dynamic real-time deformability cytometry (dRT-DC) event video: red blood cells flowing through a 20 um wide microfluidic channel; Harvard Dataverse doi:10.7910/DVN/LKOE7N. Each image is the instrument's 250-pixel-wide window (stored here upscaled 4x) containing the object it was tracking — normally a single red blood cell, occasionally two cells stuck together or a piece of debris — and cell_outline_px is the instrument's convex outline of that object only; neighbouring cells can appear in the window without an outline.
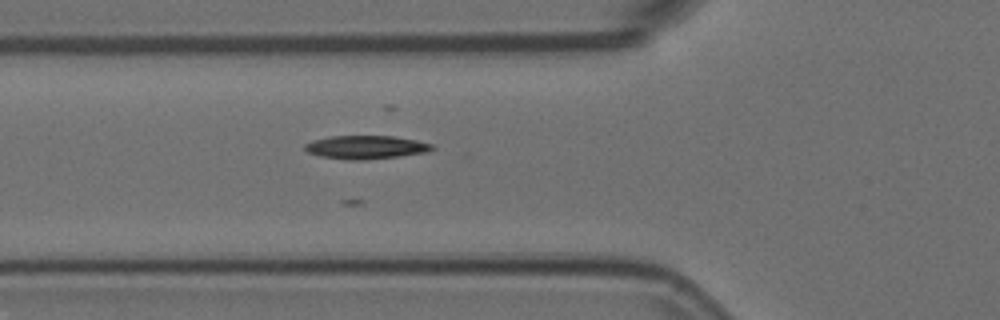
{"species": "Egyptian fruit bat (a non-hibernating species)", "species_latin": "Rousettus aegyptiacus", "temperature_condition": "room temperature", "stored_images_in_passage": 5, "segment_of_instrument_passage": [1, 2], "camera_frame_rate_fps": 3000, "um_per_image_px": 0.085, "animal": {"sex": "female"}, "frame": {"image": 1, "passage_image": 4, "time_ms": 1.0, "image_size_px": [1000, 320], "cell_outline_px": [[436, 148], [428, 152], [364, 160], [352, 160], [320, 156], [308, 152], [304, 148], [304, 144], [312, 140], [332, 136], [392, 136], [416, 140], [432, 144]], "centroid_in_image_um": [31.1, 12.51], "position_along_channel_um": 94.7, "area_um2": 17.22}}